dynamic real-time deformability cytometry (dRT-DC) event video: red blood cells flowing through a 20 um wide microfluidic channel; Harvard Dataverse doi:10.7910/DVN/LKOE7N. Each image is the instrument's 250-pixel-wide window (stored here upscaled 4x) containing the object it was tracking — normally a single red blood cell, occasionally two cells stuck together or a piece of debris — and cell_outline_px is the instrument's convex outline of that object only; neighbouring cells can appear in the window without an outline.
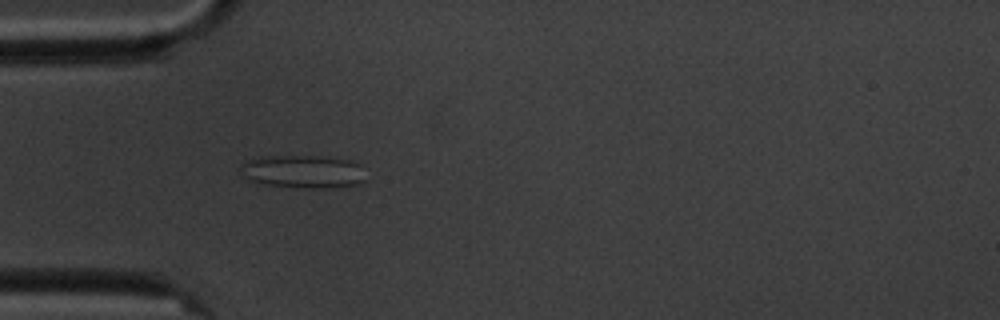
{"species": "common noctule bat (a hibernating species)", "species_latin": "Nyctalus noctula", "temperature_condition": "cold", "stored_images_in_passage": 3, "camera_frame_rate_fps": 3000, "um_per_image_px": 0.085, "animal": {"sex": "male", "body_mass_g": 20.1, "forearm_length_mm": 53.5}, "frame": {"image": 1, "passage_image": 3, "time_ms": 2.333, "image_size_px": [1000, 320], "cell_outline_px": [[364, 180], [360, 184], [332, 188], [308, 188], [268, 184], [252, 180], [244, 176], [240, 168], [248, 160], [260, 156], [320, 156], [348, 160], [360, 164]], "centroid_in_image_um": [25.8, 14.58], "position_along_channel_um": 59.2, "area_um2": 23.76}}